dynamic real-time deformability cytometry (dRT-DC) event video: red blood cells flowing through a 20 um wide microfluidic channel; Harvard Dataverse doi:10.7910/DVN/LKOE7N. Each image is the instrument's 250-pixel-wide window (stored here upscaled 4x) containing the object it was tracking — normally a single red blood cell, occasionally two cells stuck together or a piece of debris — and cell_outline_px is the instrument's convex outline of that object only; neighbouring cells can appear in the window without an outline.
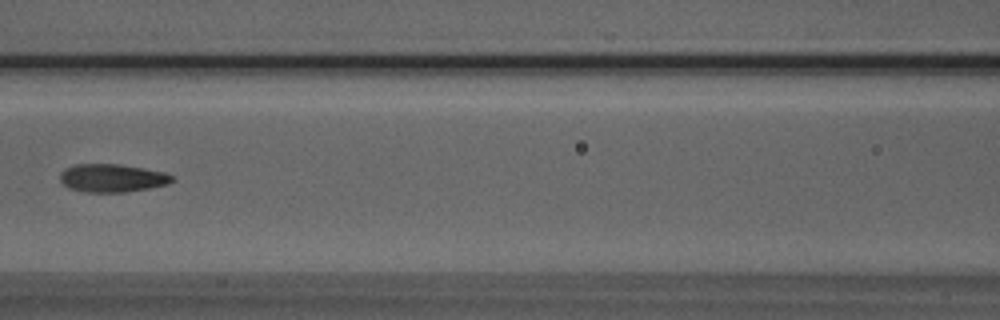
{"species": "Egyptian fruit bat (a non-hibernating species)", "species_latin": "Rousettus aegyptiacus", "temperature_condition": "room temperature", "stored_images_in_passage": 4, "camera_frame_rate_fps": 3000, "um_per_image_px": 0.085, "animal": {"sex": "male"}, "frame": {"image": 1, "passage_image": 4, "time_ms": 3.333, "image_size_px": [1000, 320], "cell_outline_px": [[176, 180], [168, 184], [148, 188], [124, 192], [88, 192], [68, 188], [60, 180], [60, 172], [64, 168], [76, 164], [116, 164], [164, 172], [172, 176]], "centroid_in_image_um": [9.51, 15.13], "position_along_channel_um": 157.1, "area_um2": 18.21}}